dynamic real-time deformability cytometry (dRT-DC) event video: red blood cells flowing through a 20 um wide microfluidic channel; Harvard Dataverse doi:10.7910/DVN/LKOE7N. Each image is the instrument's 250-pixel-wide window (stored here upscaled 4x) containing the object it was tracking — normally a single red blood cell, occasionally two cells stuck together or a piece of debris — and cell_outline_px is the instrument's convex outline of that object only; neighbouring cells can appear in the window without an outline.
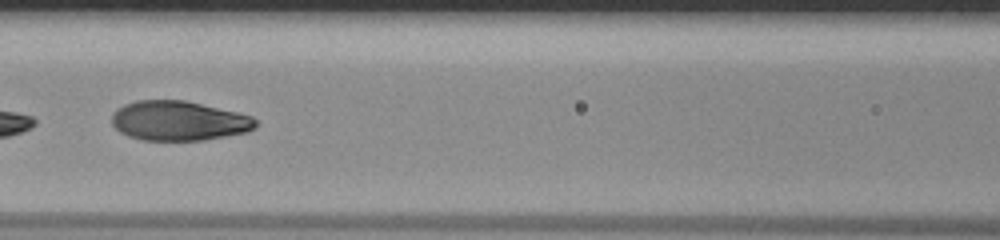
{"species": "human", "species_latin": "Homo sapiens", "temperature_condition": "room temperature", "stored_images_in_passage": 20, "camera_frame_rate_fps": 3000, "um_per_image_px": 0.085, "donor": {"sex": "male"}, "frame": {"image": 1, "passage_image": 9, "time_ms": 2.667, "image_size_px": [1000, 240], "cell_outline_px": [[256, 128], [248, 132], [204, 140], [140, 140], [128, 136], [120, 132], [112, 124], [112, 112], [124, 104], [136, 100], [184, 100], [236, 112], [252, 116], [256, 120]], "centroid_in_image_um": [15.18, 10.27], "position_along_channel_um": 151.4, "area_um2": 33.29}}
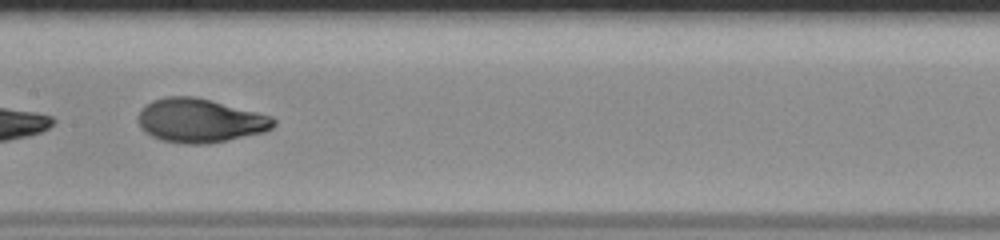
{"frame": {"image": 2, "passage_image": 12, "time_ms": 3.667, "image_size_px": [1000, 240], "cell_outline_px": [[276, 124], [272, 128], [264, 132], [228, 140], [208, 144], [184, 144], [160, 140], [144, 132], [140, 128], [140, 108], [152, 100], [164, 96], [196, 96], [212, 100], [272, 116], [276, 120]], "centroid_in_image_um": [17.0, 10.24], "position_along_channel_um": 190.4, "area_um2": 34.85}}